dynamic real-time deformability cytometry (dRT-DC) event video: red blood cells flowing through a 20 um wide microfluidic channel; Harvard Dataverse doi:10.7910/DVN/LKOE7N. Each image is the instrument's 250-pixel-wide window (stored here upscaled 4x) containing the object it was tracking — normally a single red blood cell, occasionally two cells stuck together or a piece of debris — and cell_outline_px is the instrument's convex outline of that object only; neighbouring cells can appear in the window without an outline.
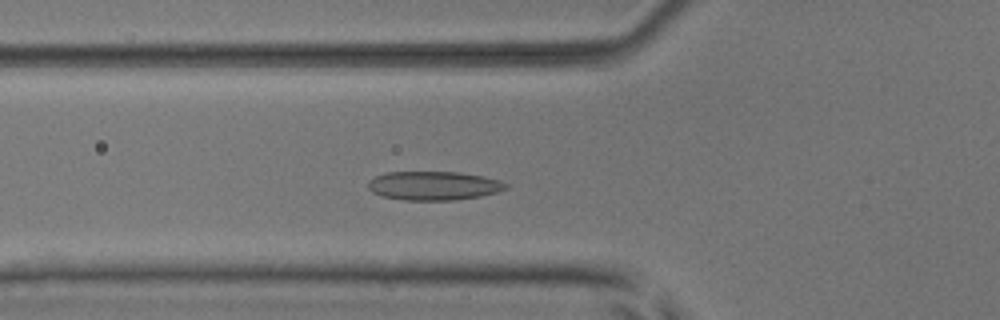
{"species": "common noctule bat (a hibernating species)", "species_latin": "Nyctalus noctula", "temperature_condition": "room temperature", "stored_images_in_passage": 38, "segment_of_instrument_passage": [1, 2], "camera_frame_rate_fps": 3000, "um_per_image_px": 0.085, "animal": {"sex": "male", "body_mass_g": 17.9, "forearm_length_mm": 54.2}, "frame": {"image": 1, "passage_image": 3, "time_ms": 0.667, "image_size_px": [1000, 320], "cell_outline_px": [[508, 188], [496, 192], [480, 196], [456, 200], [404, 200], [384, 196], [372, 192], [368, 188], [368, 180], [376, 176], [388, 172], [460, 172], [484, 176], [500, 180], [508, 184]], "centroid_in_image_um": [36.88, 15.78], "position_along_channel_um": 88.9, "area_um2": 23.18}}
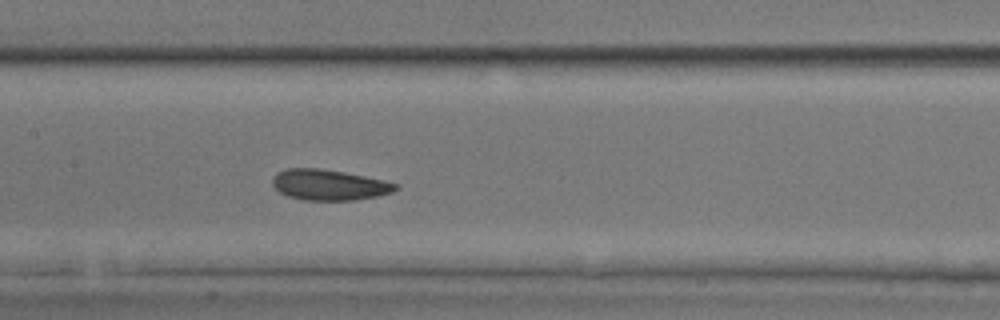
{"frame": {"image": 2, "passage_image": 10, "time_ms": 3.0, "image_size_px": [1000, 320], "cell_outline_px": [[400, 188], [392, 192], [376, 196], [352, 200], [300, 200], [288, 196], [280, 192], [272, 184], [272, 180], [276, 172], [288, 168], [320, 168], [344, 172], [384, 180], [400, 184]], "centroid_in_image_um": [27.98, 15.71], "position_along_channel_um": 179.4, "area_um2": 22.08}}
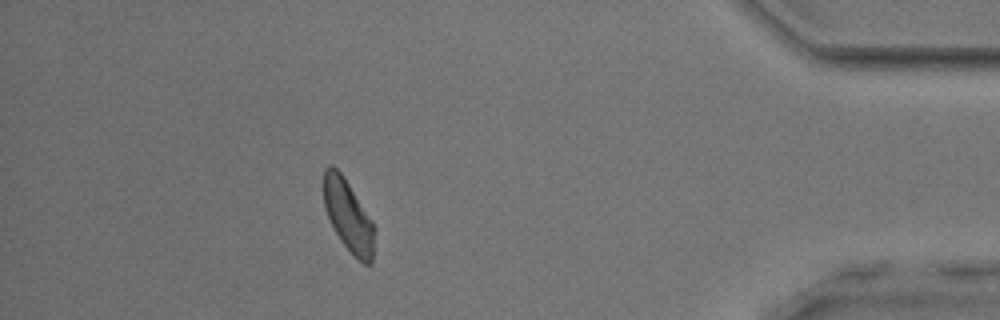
{"frame": {"image": 3, "passage_image": 31, "time_ms": 10.0, "image_size_px": [1000, 320], "cell_outline_px": [[372, 264], [364, 264], [344, 244], [336, 232], [324, 208], [324, 168], [328, 164], [332, 164], [340, 172], [372, 220]], "centroid_in_image_um": [29.56, 18.28], "position_along_channel_um": 405.6, "area_um2": 20.23}}